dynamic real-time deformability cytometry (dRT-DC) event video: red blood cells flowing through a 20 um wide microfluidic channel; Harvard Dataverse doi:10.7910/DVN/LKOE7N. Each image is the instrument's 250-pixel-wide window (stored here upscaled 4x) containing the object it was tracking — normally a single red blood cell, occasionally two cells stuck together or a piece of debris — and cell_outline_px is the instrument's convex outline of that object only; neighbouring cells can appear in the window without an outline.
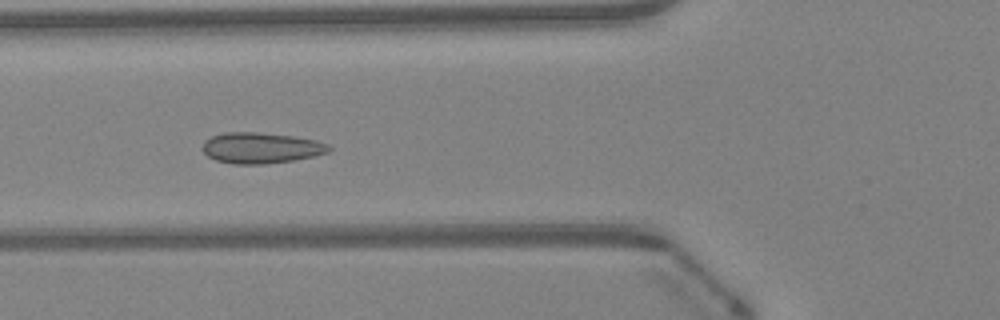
{"species": "Egyptian fruit bat (a non-hibernating species)", "species_latin": "Rousettus aegyptiacus", "temperature_condition": "warm", "stored_images_in_passage": 32, "camera_frame_rate_fps": 3000, "um_per_image_px": 0.085, "animal": {"sex": "female"}, "frame": {"image": 1, "passage_image": 3, "time_ms": 0.667, "image_size_px": [1000, 320], "cell_outline_px": [[332, 148], [328, 152], [316, 156], [292, 160], [264, 164], [232, 164], [216, 160], [208, 156], [204, 152], [204, 140], [212, 136], [224, 132], [256, 132], [292, 136], [316, 140], [328, 144]], "centroid_in_image_um": [22.19, 12.57], "position_along_channel_um": 103.6, "area_um2": 22.66}}
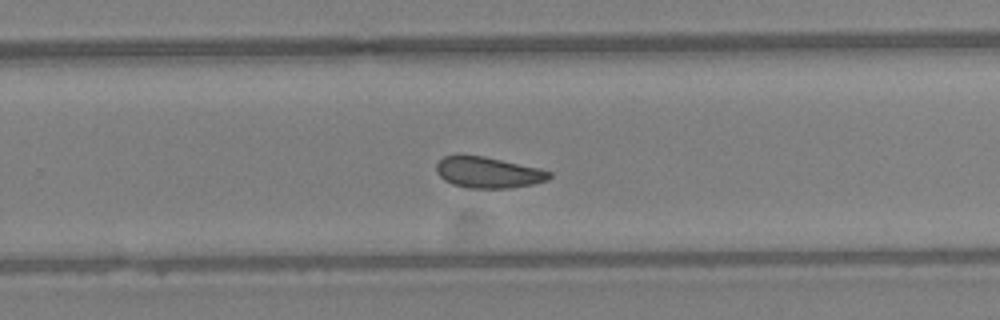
{"frame": {"image": 2, "passage_image": 16, "time_ms": 5.0, "image_size_px": [1000, 320], "cell_outline_px": [[552, 176], [548, 180], [532, 184], [508, 188], [468, 188], [452, 184], [444, 180], [436, 172], [436, 164], [444, 156], [484, 156], [540, 168], [552, 172]], "centroid_in_image_um": [41.51, 14.67], "position_along_channel_um": 288.3, "area_um2": 20.35}}
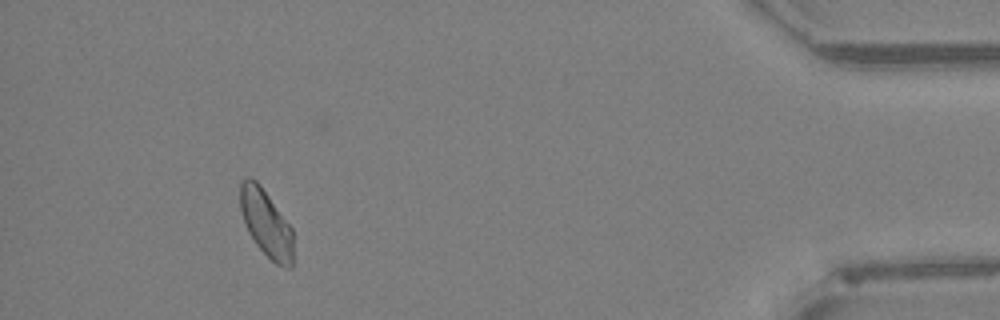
{"frame": {"image": 3, "passage_image": 29, "time_ms": 9.333, "image_size_px": [1000, 320], "cell_outline_px": [[292, 268], [288, 268], [276, 264], [256, 244], [248, 232], [240, 208], [240, 180], [248, 176], [252, 176], [260, 184], [292, 228]], "centroid_in_image_um": [22.6, 18.93], "position_along_channel_um": 412.6, "area_um2": 20.58}}